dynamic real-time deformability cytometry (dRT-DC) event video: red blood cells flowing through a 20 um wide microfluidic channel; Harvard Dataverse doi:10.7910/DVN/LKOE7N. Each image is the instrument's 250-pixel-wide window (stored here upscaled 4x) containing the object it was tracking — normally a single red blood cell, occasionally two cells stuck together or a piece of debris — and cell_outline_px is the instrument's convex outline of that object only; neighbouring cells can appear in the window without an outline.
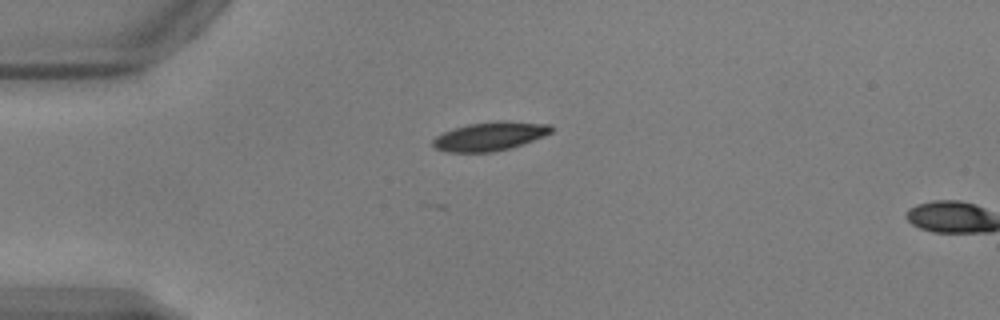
{"species": "common noctule bat (a hibernating species)", "species_latin": "Nyctalus noctula", "temperature_condition": "warm", "stored_images_in_passage": 2, "camera_frame_rate_fps": 3000, "um_per_image_px": 0.085, "animal": {"sex": "male", "body_mass_g": 17.9, "forearm_length_mm": 54.2}, "frame": {"image": 1, "passage_image": 1, "time_ms": 0.0, "image_size_px": [1000, 320], "cell_outline_px": [[556, 128], [552, 132], [544, 136], [512, 148], [492, 152], [444, 152], [436, 148], [432, 144], [432, 140], [436, 136], [452, 128], [468, 124], [496, 120], [504, 120], [552, 124]], "centroid_in_image_um": [41.68, 11.57], "position_along_channel_um": 43.3, "area_um2": 20.23}}